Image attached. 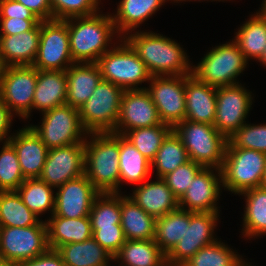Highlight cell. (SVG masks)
<instances>
[{
	"label": "cell",
	"mask_w": 266,
	"mask_h": 266,
	"mask_svg": "<svg viewBox=\"0 0 266 266\" xmlns=\"http://www.w3.org/2000/svg\"><path fill=\"white\" fill-rule=\"evenodd\" d=\"M89 218L91 227H107L120 224L121 197L118 196V193H100L93 202Z\"/></svg>",
	"instance_id": "ab89813d"
},
{
	"label": "cell",
	"mask_w": 266,
	"mask_h": 266,
	"mask_svg": "<svg viewBox=\"0 0 266 266\" xmlns=\"http://www.w3.org/2000/svg\"><path fill=\"white\" fill-rule=\"evenodd\" d=\"M124 91L101 79L93 94L78 109L85 133H115Z\"/></svg>",
	"instance_id": "5b68a950"
},
{
	"label": "cell",
	"mask_w": 266,
	"mask_h": 266,
	"mask_svg": "<svg viewBox=\"0 0 266 266\" xmlns=\"http://www.w3.org/2000/svg\"><path fill=\"white\" fill-rule=\"evenodd\" d=\"M85 143H75L48 149L39 179L49 186L59 187L84 174Z\"/></svg>",
	"instance_id": "2e32d148"
},
{
	"label": "cell",
	"mask_w": 266,
	"mask_h": 266,
	"mask_svg": "<svg viewBox=\"0 0 266 266\" xmlns=\"http://www.w3.org/2000/svg\"><path fill=\"white\" fill-rule=\"evenodd\" d=\"M251 95L238 83L216 88V114L214 126L226 139L244 123L252 105Z\"/></svg>",
	"instance_id": "9a60e30c"
},
{
	"label": "cell",
	"mask_w": 266,
	"mask_h": 266,
	"mask_svg": "<svg viewBox=\"0 0 266 266\" xmlns=\"http://www.w3.org/2000/svg\"><path fill=\"white\" fill-rule=\"evenodd\" d=\"M70 64L66 70L67 96L66 104L74 108H80L101 81L102 76L96 63Z\"/></svg>",
	"instance_id": "cb8c5ba5"
},
{
	"label": "cell",
	"mask_w": 266,
	"mask_h": 266,
	"mask_svg": "<svg viewBox=\"0 0 266 266\" xmlns=\"http://www.w3.org/2000/svg\"><path fill=\"white\" fill-rule=\"evenodd\" d=\"M94 135L92 142L85 141L84 174L100 193H118L119 135L116 133H94Z\"/></svg>",
	"instance_id": "7a4b0ae2"
},
{
	"label": "cell",
	"mask_w": 266,
	"mask_h": 266,
	"mask_svg": "<svg viewBox=\"0 0 266 266\" xmlns=\"http://www.w3.org/2000/svg\"><path fill=\"white\" fill-rule=\"evenodd\" d=\"M52 19L66 20L96 14L98 0H50Z\"/></svg>",
	"instance_id": "7bdbcfd3"
},
{
	"label": "cell",
	"mask_w": 266,
	"mask_h": 266,
	"mask_svg": "<svg viewBox=\"0 0 266 266\" xmlns=\"http://www.w3.org/2000/svg\"><path fill=\"white\" fill-rule=\"evenodd\" d=\"M165 0H122L117 15L112 20L116 31H128L136 28L150 17ZM117 25V26H116Z\"/></svg>",
	"instance_id": "d6a6232c"
},
{
	"label": "cell",
	"mask_w": 266,
	"mask_h": 266,
	"mask_svg": "<svg viewBox=\"0 0 266 266\" xmlns=\"http://www.w3.org/2000/svg\"><path fill=\"white\" fill-rule=\"evenodd\" d=\"M22 3L26 8L31 10L35 16L41 20H52V7L50 0H14Z\"/></svg>",
	"instance_id": "681fc988"
},
{
	"label": "cell",
	"mask_w": 266,
	"mask_h": 266,
	"mask_svg": "<svg viewBox=\"0 0 266 266\" xmlns=\"http://www.w3.org/2000/svg\"><path fill=\"white\" fill-rule=\"evenodd\" d=\"M22 202L35 214L51 208L52 214L55 209V197L53 196L52 186L39 178L25 179L16 190Z\"/></svg>",
	"instance_id": "d590c367"
},
{
	"label": "cell",
	"mask_w": 266,
	"mask_h": 266,
	"mask_svg": "<svg viewBox=\"0 0 266 266\" xmlns=\"http://www.w3.org/2000/svg\"><path fill=\"white\" fill-rule=\"evenodd\" d=\"M246 60L254 57L260 59L266 47V16L252 17L241 26L234 41Z\"/></svg>",
	"instance_id": "1f68e13d"
},
{
	"label": "cell",
	"mask_w": 266,
	"mask_h": 266,
	"mask_svg": "<svg viewBox=\"0 0 266 266\" xmlns=\"http://www.w3.org/2000/svg\"><path fill=\"white\" fill-rule=\"evenodd\" d=\"M261 186L266 188V169H265V175H264L263 182H262Z\"/></svg>",
	"instance_id": "9f6ffc18"
},
{
	"label": "cell",
	"mask_w": 266,
	"mask_h": 266,
	"mask_svg": "<svg viewBox=\"0 0 266 266\" xmlns=\"http://www.w3.org/2000/svg\"><path fill=\"white\" fill-rule=\"evenodd\" d=\"M133 199L146 213L155 219L179 208V200L163 178L136 188Z\"/></svg>",
	"instance_id": "d4e9b609"
},
{
	"label": "cell",
	"mask_w": 266,
	"mask_h": 266,
	"mask_svg": "<svg viewBox=\"0 0 266 266\" xmlns=\"http://www.w3.org/2000/svg\"><path fill=\"white\" fill-rule=\"evenodd\" d=\"M185 232V209L178 208L157 218L154 242L167 255L182 239Z\"/></svg>",
	"instance_id": "836d02e7"
},
{
	"label": "cell",
	"mask_w": 266,
	"mask_h": 266,
	"mask_svg": "<svg viewBox=\"0 0 266 266\" xmlns=\"http://www.w3.org/2000/svg\"><path fill=\"white\" fill-rule=\"evenodd\" d=\"M264 5L262 6L261 12L258 14H261L263 16H266V0H264Z\"/></svg>",
	"instance_id": "11a10c76"
},
{
	"label": "cell",
	"mask_w": 266,
	"mask_h": 266,
	"mask_svg": "<svg viewBox=\"0 0 266 266\" xmlns=\"http://www.w3.org/2000/svg\"><path fill=\"white\" fill-rule=\"evenodd\" d=\"M41 127L30 126L48 149L85 143L78 108L62 105L44 112Z\"/></svg>",
	"instance_id": "30bf717a"
},
{
	"label": "cell",
	"mask_w": 266,
	"mask_h": 266,
	"mask_svg": "<svg viewBox=\"0 0 266 266\" xmlns=\"http://www.w3.org/2000/svg\"><path fill=\"white\" fill-rule=\"evenodd\" d=\"M217 213L185 210V232L182 239L166 255L167 266H182L202 247L213 243Z\"/></svg>",
	"instance_id": "7c38bea8"
},
{
	"label": "cell",
	"mask_w": 266,
	"mask_h": 266,
	"mask_svg": "<svg viewBox=\"0 0 266 266\" xmlns=\"http://www.w3.org/2000/svg\"><path fill=\"white\" fill-rule=\"evenodd\" d=\"M173 131V128L167 124H160L153 127L138 128L118 132L116 134L123 135L128 139L141 154L148 160L152 161L163 141Z\"/></svg>",
	"instance_id": "e575fe53"
},
{
	"label": "cell",
	"mask_w": 266,
	"mask_h": 266,
	"mask_svg": "<svg viewBox=\"0 0 266 266\" xmlns=\"http://www.w3.org/2000/svg\"><path fill=\"white\" fill-rule=\"evenodd\" d=\"M92 238L97 241L113 257L126 242L121 224H113L107 227H91Z\"/></svg>",
	"instance_id": "f6af8a7d"
},
{
	"label": "cell",
	"mask_w": 266,
	"mask_h": 266,
	"mask_svg": "<svg viewBox=\"0 0 266 266\" xmlns=\"http://www.w3.org/2000/svg\"><path fill=\"white\" fill-rule=\"evenodd\" d=\"M48 245L57 250L67 243H78L92 238V228L89 216L81 218H64L52 216L46 222Z\"/></svg>",
	"instance_id": "484cf974"
},
{
	"label": "cell",
	"mask_w": 266,
	"mask_h": 266,
	"mask_svg": "<svg viewBox=\"0 0 266 266\" xmlns=\"http://www.w3.org/2000/svg\"><path fill=\"white\" fill-rule=\"evenodd\" d=\"M40 42V22L29 31L0 35V50L7 66L33 65Z\"/></svg>",
	"instance_id": "603a6c76"
},
{
	"label": "cell",
	"mask_w": 266,
	"mask_h": 266,
	"mask_svg": "<svg viewBox=\"0 0 266 266\" xmlns=\"http://www.w3.org/2000/svg\"><path fill=\"white\" fill-rule=\"evenodd\" d=\"M173 131L186 148L189 160L203 167H214L222 183V172L227 139L220 134L214 125L184 120L177 124Z\"/></svg>",
	"instance_id": "277c9868"
},
{
	"label": "cell",
	"mask_w": 266,
	"mask_h": 266,
	"mask_svg": "<svg viewBox=\"0 0 266 266\" xmlns=\"http://www.w3.org/2000/svg\"><path fill=\"white\" fill-rule=\"evenodd\" d=\"M246 64L247 60L233 41L213 48L194 67L192 74L199 81L216 88L234 85V78L245 69Z\"/></svg>",
	"instance_id": "ba28073f"
},
{
	"label": "cell",
	"mask_w": 266,
	"mask_h": 266,
	"mask_svg": "<svg viewBox=\"0 0 266 266\" xmlns=\"http://www.w3.org/2000/svg\"><path fill=\"white\" fill-rule=\"evenodd\" d=\"M240 194L247 197L244 216L245 236L266 233V188L259 186Z\"/></svg>",
	"instance_id": "8d00e7d4"
},
{
	"label": "cell",
	"mask_w": 266,
	"mask_h": 266,
	"mask_svg": "<svg viewBox=\"0 0 266 266\" xmlns=\"http://www.w3.org/2000/svg\"><path fill=\"white\" fill-rule=\"evenodd\" d=\"M124 42L123 46L105 52L96 64L103 80L124 90H134L137 89L135 85L151 80L152 76L130 44L126 40Z\"/></svg>",
	"instance_id": "52a82bcc"
},
{
	"label": "cell",
	"mask_w": 266,
	"mask_h": 266,
	"mask_svg": "<svg viewBox=\"0 0 266 266\" xmlns=\"http://www.w3.org/2000/svg\"><path fill=\"white\" fill-rule=\"evenodd\" d=\"M126 41L145 63L152 77L165 74L168 76L192 74L193 69L190 70L187 57L176 42L149 32H137L129 36Z\"/></svg>",
	"instance_id": "6da1fadb"
},
{
	"label": "cell",
	"mask_w": 266,
	"mask_h": 266,
	"mask_svg": "<svg viewBox=\"0 0 266 266\" xmlns=\"http://www.w3.org/2000/svg\"><path fill=\"white\" fill-rule=\"evenodd\" d=\"M237 256L216 240L202 247L182 266H245Z\"/></svg>",
	"instance_id": "f35d334b"
},
{
	"label": "cell",
	"mask_w": 266,
	"mask_h": 266,
	"mask_svg": "<svg viewBox=\"0 0 266 266\" xmlns=\"http://www.w3.org/2000/svg\"><path fill=\"white\" fill-rule=\"evenodd\" d=\"M18 156L24 179L39 178L46 161L48 148L29 126L20 130L15 137L6 138Z\"/></svg>",
	"instance_id": "d6986e66"
},
{
	"label": "cell",
	"mask_w": 266,
	"mask_h": 266,
	"mask_svg": "<svg viewBox=\"0 0 266 266\" xmlns=\"http://www.w3.org/2000/svg\"><path fill=\"white\" fill-rule=\"evenodd\" d=\"M70 19L80 20L73 25ZM72 22V23H71ZM70 53L74 63H96L108 51L107 43L116 28L112 16L93 14L67 19Z\"/></svg>",
	"instance_id": "3957f363"
},
{
	"label": "cell",
	"mask_w": 266,
	"mask_h": 266,
	"mask_svg": "<svg viewBox=\"0 0 266 266\" xmlns=\"http://www.w3.org/2000/svg\"><path fill=\"white\" fill-rule=\"evenodd\" d=\"M210 167H203L195 176L187 191L179 199V208L188 205V211L218 213L215 201L219 196L218 178Z\"/></svg>",
	"instance_id": "44dd1931"
},
{
	"label": "cell",
	"mask_w": 266,
	"mask_h": 266,
	"mask_svg": "<svg viewBox=\"0 0 266 266\" xmlns=\"http://www.w3.org/2000/svg\"><path fill=\"white\" fill-rule=\"evenodd\" d=\"M203 168L198 163L189 160L185 164L180 165L174 171L168 173L163 177L167 186L171 189L173 194L178 198L187 191L189 185L192 183L196 174Z\"/></svg>",
	"instance_id": "ee69618b"
},
{
	"label": "cell",
	"mask_w": 266,
	"mask_h": 266,
	"mask_svg": "<svg viewBox=\"0 0 266 266\" xmlns=\"http://www.w3.org/2000/svg\"><path fill=\"white\" fill-rule=\"evenodd\" d=\"M100 192L85 174L67 181L59 186L55 194L53 216L64 218H81L89 216L95 198Z\"/></svg>",
	"instance_id": "e0dca14e"
},
{
	"label": "cell",
	"mask_w": 266,
	"mask_h": 266,
	"mask_svg": "<svg viewBox=\"0 0 266 266\" xmlns=\"http://www.w3.org/2000/svg\"><path fill=\"white\" fill-rule=\"evenodd\" d=\"M259 61L266 65V47H265L264 53L260 57Z\"/></svg>",
	"instance_id": "db71d44e"
},
{
	"label": "cell",
	"mask_w": 266,
	"mask_h": 266,
	"mask_svg": "<svg viewBox=\"0 0 266 266\" xmlns=\"http://www.w3.org/2000/svg\"><path fill=\"white\" fill-rule=\"evenodd\" d=\"M186 117L196 123L214 125L216 114V87L199 81L193 74L185 80Z\"/></svg>",
	"instance_id": "ffe728a7"
},
{
	"label": "cell",
	"mask_w": 266,
	"mask_h": 266,
	"mask_svg": "<svg viewBox=\"0 0 266 266\" xmlns=\"http://www.w3.org/2000/svg\"><path fill=\"white\" fill-rule=\"evenodd\" d=\"M37 69L32 65L7 66L0 80V98L23 118L32 110ZM11 108V109H10Z\"/></svg>",
	"instance_id": "5bb4252c"
},
{
	"label": "cell",
	"mask_w": 266,
	"mask_h": 266,
	"mask_svg": "<svg viewBox=\"0 0 266 266\" xmlns=\"http://www.w3.org/2000/svg\"><path fill=\"white\" fill-rule=\"evenodd\" d=\"M266 169V154L242 148H226L222 184L228 190L242 193L262 185Z\"/></svg>",
	"instance_id": "8992f818"
},
{
	"label": "cell",
	"mask_w": 266,
	"mask_h": 266,
	"mask_svg": "<svg viewBox=\"0 0 266 266\" xmlns=\"http://www.w3.org/2000/svg\"><path fill=\"white\" fill-rule=\"evenodd\" d=\"M17 153L9 141H5L0 153V192L16 191L23 183Z\"/></svg>",
	"instance_id": "60d3db41"
},
{
	"label": "cell",
	"mask_w": 266,
	"mask_h": 266,
	"mask_svg": "<svg viewBox=\"0 0 266 266\" xmlns=\"http://www.w3.org/2000/svg\"><path fill=\"white\" fill-rule=\"evenodd\" d=\"M119 170V185L121 181L142 182L151 170V161L123 135H119Z\"/></svg>",
	"instance_id": "f546056e"
},
{
	"label": "cell",
	"mask_w": 266,
	"mask_h": 266,
	"mask_svg": "<svg viewBox=\"0 0 266 266\" xmlns=\"http://www.w3.org/2000/svg\"><path fill=\"white\" fill-rule=\"evenodd\" d=\"M227 141L226 148L252 149L266 154V125L243 124Z\"/></svg>",
	"instance_id": "b9f144b4"
},
{
	"label": "cell",
	"mask_w": 266,
	"mask_h": 266,
	"mask_svg": "<svg viewBox=\"0 0 266 266\" xmlns=\"http://www.w3.org/2000/svg\"><path fill=\"white\" fill-rule=\"evenodd\" d=\"M19 266H66L60 253L55 249H48L45 253L21 262Z\"/></svg>",
	"instance_id": "c3c4849f"
},
{
	"label": "cell",
	"mask_w": 266,
	"mask_h": 266,
	"mask_svg": "<svg viewBox=\"0 0 266 266\" xmlns=\"http://www.w3.org/2000/svg\"><path fill=\"white\" fill-rule=\"evenodd\" d=\"M113 258L122 259L125 266H167L166 255L154 240H126Z\"/></svg>",
	"instance_id": "f1b7e54d"
},
{
	"label": "cell",
	"mask_w": 266,
	"mask_h": 266,
	"mask_svg": "<svg viewBox=\"0 0 266 266\" xmlns=\"http://www.w3.org/2000/svg\"><path fill=\"white\" fill-rule=\"evenodd\" d=\"M57 251L66 266H108V259H114L93 238L78 243H67L60 246Z\"/></svg>",
	"instance_id": "83f0119b"
},
{
	"label": "cell",
	"mask_w": 266,
	"mask_h": 266,
	"mask_svg": "<svg viewBox=\"0 0 266 266\" xmlns=\"http://www.w3.org/2000/svg\"><path fill=\"white\" fill-rule=\"evenodd\" d=\"M46 225L38 221L16 191L0 192V227H30Z\"/></svg>",
	"instance_id": "4dcf8cb0"
},
{
	"label": "cell",
	"mask_w": 266,
	"mask_h": 266,
	"mask_svg": "<svg viewBox=\"0 0 266 266\" xmlns=\"http://www.w3.org/2000/svg\"><path fill=\"white\" fill-rule=\"evenodd\" d=\"M0 266H19L18 263L0 258Z\"/></svg>",
	"instance_id": "f5cc1de1"
},
{
	"label": "cell",
	"mask_w": 266,
	"mask_h": 266,
	"mask_svg": "<svg viewBox=\"0 0 266 266\" xmlns=\"http://www.w3.org/2000/svg\"><path fill=\"white\" fill-rule=\"evenodd\" d=\"M6 68H7V65L5 64V62L3 60L2 53L0 50V80H1L2 76L4 75Z\"/></svg>",
	"instance_id": "816d5d0a"
},
{
	"label": "cell",
	"mask_w": 266,
	"mask_h": 266,
	"mask_svg": "<svg viewBox=\"0 0 266 266\" xmlns=\"http://www.w3.org/2000/svg\"><path fill=\"white\" fill-rule=\"evenodd\" d=\"M189 76H153L151 87L146 89L157 107L160 120L172 128L186 117L185 80Z\"/></svg>",
	"instance_id": "4fadbf2b"
},
{
	"label": "cell",
	"mask_w": 266,
	"mask_h": 266,
	"mask_svg": "<svg viewBox=\"0 0 266 266\" xmlns=\"http://www.w3.org/2000/svg\"><path fill=\"white\" fill-rule=\"evenodd\" d=\"M48 249L46 225L0 227V258L20 264Z\"/></svg>",
	"instance_id": "8fae6325"
},
{
	"label": "cell",
	"mask_w": 266,
	"mask_h": 266,
	"mask_svg": "<svg viewBox=\"0 0 266 266\" xmlns=\"http://www.w3.org/2000/svg\"><path fill=\"white\" fill-rule=\"evenodd\" d=\"M156 219L130 197H121V226L126 240H154Z\"/></svg>",
	"instance_id": "4316f807"
},
{
	"label": "cell",
	"mask_w": 266,
	"mask_h": 266,
	"mask_svg": "<svg viewBox=\"0 0 266 266\" xmlns=\"http://www.w3.org/2000/svg\"><path fill=\"white\" fill-rule=\"evenodd\" d=\"M0 17L39 20L31 10L14 0H0Z\"/></svg>",
	"instance_id": "bcb514c9"
},
{
	"label": "cell",
	"mask_w": 266,
	"mask_h": 266,
	"mask_svg": "<svg viewBox=\"0 0 266 266\" xmlns=\"http://www.w3.org/2000/svg\"><path fill=\"white\" fill-rule=\"evenodd\" d=\"M41 20H24L21 18H2V35H16L32 30Z\"/></svg>",
	"instance_id": "7dc6e473"
},
{
	"label": "cell",
	"mask_w": 266,
	"mask_h": 266,
	"mask_svg": "<svg viewBox=\"0 0 266 266\" xmlns=\"http://www.w3.org/2000/svg\"><path fill=\"white\" fill-rule=\"evenodd\" d=\"M12 113L0 98V141L3 140L10 127Z\"/></svg>",
	"instance_id": "f907efd6"
},
{
	"label": "cell",
	"mask_w": 266,
	"mask_h": 266,
	"mask_svg": "<svg viewBox=\"0 0 266 266\" xmlns=\"http://www.w3.org/2000/svg\"><path fill=\"white\" fill-rule=\"evenodd\" d=\"M74 64L70 53L66 20L40 21V42L33 65L37 70L66 71Z\"/></svg>",
	"instance_id": "9c48e42d"
},
{
	"label": "cell",
	"mask_w": 266,
	"mask_h": 266,
	"mask_svg": "<svg viewBox=\"0 0 266 266\" xmlns=\"http://www.w3.org/2000/svg\"><path fill=\"white\" fill-rule=\"evenodd\" d=\"M163 124L157 107L153 103L148 91L144 88L125 90L121 100L119 119L115 133L119 127L129 130L153 127Z\"/></svg>",
	"instance_id": "ac0fdd59"
},
{
	"label": "cell",
	"mask_w": 266,
	"mask_h": 266,
	"mask_svg": "<svg viewBox=\"0 0 266 266\" xmlns=\"http://www.w3.org/2000/svg\"><path fill=\"white\" fill-rule=\"evenodd\" d=\"M188 161L186 148L181 139L172 131L163 141L155 158L151 161V167L155 166L159 178H163Z\"/></svg>",
	"instance_id": "74e56055"
},
{
	"label": "cell",
	"mask_w": 266,
	"mask_h": 266,
	"mask_svg": "<svg viewBox=\"0 0 266 266\" xmlns=\"http://www.w3.org/2000/svg\"><path fill=\"white\" fill-rule=\"evenodd\" d=\"M67 77L62 70H37L32 108L46 112L66 104Z\"/></svg>",
	"instance_id": "7402d4cb"
}]
</instances>
